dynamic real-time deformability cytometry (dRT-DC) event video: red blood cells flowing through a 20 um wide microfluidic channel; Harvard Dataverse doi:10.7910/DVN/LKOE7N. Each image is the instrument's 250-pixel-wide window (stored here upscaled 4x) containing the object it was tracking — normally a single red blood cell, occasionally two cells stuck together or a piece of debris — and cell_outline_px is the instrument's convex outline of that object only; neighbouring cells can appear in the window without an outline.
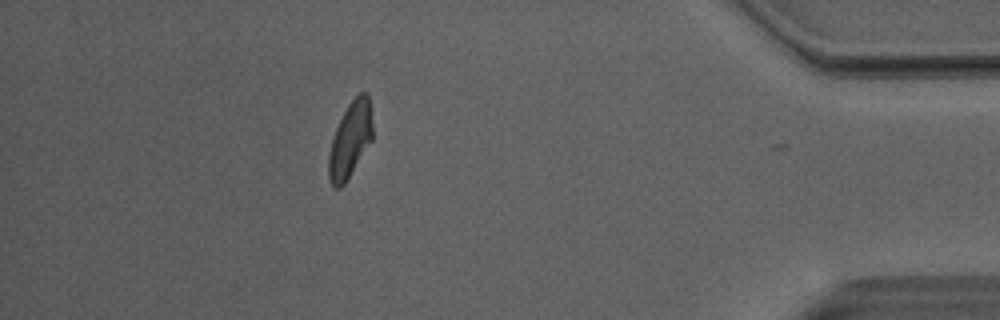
{"species": "Egyptian fruit bat (a non-hibernating species)", "species_latin": "Rousettus aegyptiacus", "temperature_condition": "room temperature", "stored_images_in_passage": 33, "camera_frame_rate_fps": 3000, "um_per_image_px": 0.085, "animal": {"sex": "male"}, "frame": {"image": 1, "passage_image": 32, "time_ms": 10.333, "image_size_px": [1000, 320], "cell_outline_px": [[372, 140], [344, 184], [340, 188], [332, 188], [328, 180], [328, 156], [332, 140], [336, 128], [348, 104], [360, 92], [368, 92], [372, 124]], "centroid_in_image_um": [29.75, 11.91], "position_along_channel_um": 405.4, "area_um2": 19.19}, "authors_computed_cell_mechanics": {"area_um2": 20.1144, "velocity_mm_per_s": 4.0674, "shape_relaxation_time_tau1_ms": 8.539, "shape_relaxation_time_tau2_ms": 2.0827, "deformation_change_tau1": 0.2253, "deformation_change_tau2": 0.0839}}